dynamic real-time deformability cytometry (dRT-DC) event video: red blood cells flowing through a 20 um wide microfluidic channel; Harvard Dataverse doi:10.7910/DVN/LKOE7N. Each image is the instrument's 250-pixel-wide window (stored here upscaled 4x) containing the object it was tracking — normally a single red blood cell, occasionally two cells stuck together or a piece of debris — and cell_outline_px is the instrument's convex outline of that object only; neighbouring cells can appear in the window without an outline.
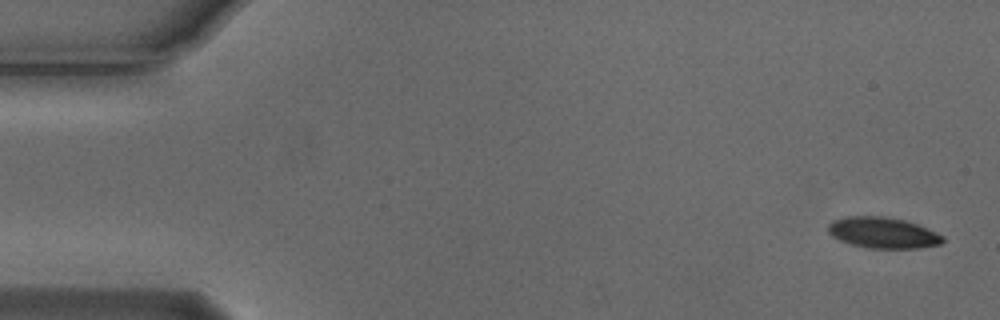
{"species": "Egyptian fruit bat (a non-hibernating species)", "species_latin": "Rousettus aegyptiacus", "temperature_condition": "cold", "stored_images_in_passage": 5, "segment_of_instrument_passage": [1, 2], "camera_frame_rate_fps": 3000, "um_per_image_px": 0.085, "animal": {"sex": "male"}, "frame": {"image": 1, "passage_image": 1, "time_ms": 0.0, "image_size_px": [1000, 320], "cell_outline_px": [[944, 240], [940, 244], [920, 248], [868, 248], [852, 244], [840, 240], [832, 236], [828, 232], [828, 224], [832, 220], [844, 216], [884, 216], [904, 220], [928, 228], [944, 236]], "centroid_in_image_um": [75.04, 19.77], "position_along_channel_um": 10.0, "area_um2": 20.75}}